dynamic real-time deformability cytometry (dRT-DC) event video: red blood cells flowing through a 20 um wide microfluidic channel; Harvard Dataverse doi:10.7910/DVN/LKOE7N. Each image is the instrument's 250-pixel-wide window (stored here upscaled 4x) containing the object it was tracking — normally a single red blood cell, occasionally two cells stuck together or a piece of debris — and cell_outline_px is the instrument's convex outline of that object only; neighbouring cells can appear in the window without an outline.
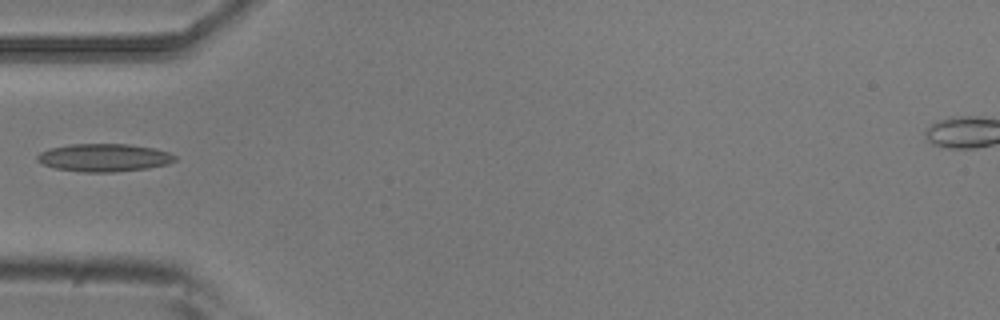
{"species": "common noctule bat (a hibernating species)", "species_latin": "Nyctalus noctula", "temperature_condition": "room temperature", "stored_images_in_passage": 1, "camera_frame_rate_fps": 3000, "um_per_image_px": 0.085, "animal": {"sex": "male", "body_mass_g": 20.5, "forearm_length_mm": 52.5}, "frame": {"image": 1, "passage_image": 1, "time_ms": 0.0, "image_size_px": [1000, 320], "cell_outline_px": [[176, 160], [168, 164], [148, 168], [116, 172], [84, 172], [56, 168], [44, 164], [36, 160], [36, 156], [40, 152], [48, 148], [68, 144], [128, 144], [152, 148], [168, 152], [176, 156]], "centroid_in_image_um": [8.83, 13.39], "position_along_channel_um": 76.2, "area_um2": 22.37}}